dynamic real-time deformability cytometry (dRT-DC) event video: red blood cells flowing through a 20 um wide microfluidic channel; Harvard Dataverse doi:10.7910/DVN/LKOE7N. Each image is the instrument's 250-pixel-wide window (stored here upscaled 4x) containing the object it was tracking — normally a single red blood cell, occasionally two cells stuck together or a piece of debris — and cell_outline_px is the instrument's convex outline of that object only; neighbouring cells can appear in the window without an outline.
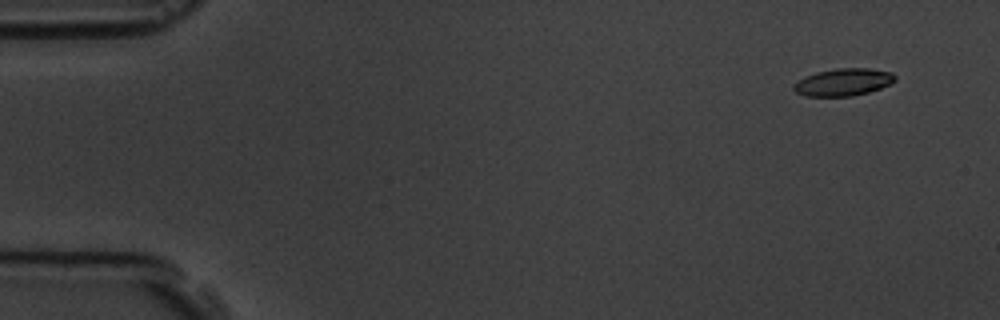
{"species": "common noctule bat (a hibernating species)", "species_latin": "Nyctalus noctula", "temperature_condition": "room temperature", "stored_images_in_passage": 5, "segment_of_instrument_passage": [1, 2], "camera_frame_rate_fps": 3000, "um_per_image_px": 0.085, "animal": {"sex": "male", "body_mass_g": 19.5, "forearm_length_mm": 54.6}, "frame": {"image": 1, "passage_image": 1, "time_ms": 0.0, "image_size_px": [1000, 320], "cell_outline_px": [[896, 80], [880, 88], [868, 92], [852, 96], [808, 96], [796, 92], [792, 88], [792, 84], [804, 76], [816, 72], [836, 68], [868, 68], [892, 72], [896, 76]], "centroid_in_image_um": [71.66, 6.97], "position_along_channel_um": 13.3, "area_um2": 16.18}}
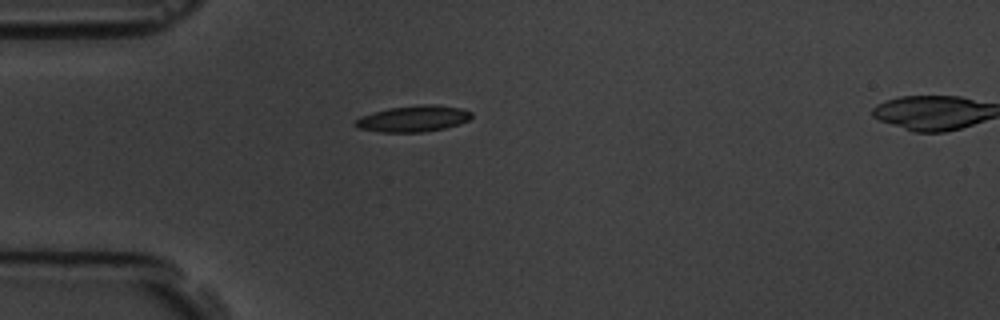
{"frame": {"image": 2, "passage_image": 4, "time_ms": 4.0, "image_size_px": [1000, 320], "cell_outline_px": [[472, 116], [468, 120], [460, 124], [444, 128], [424, 132], [380, 132], [356, 128], [352, 124], [360, 116], [372, 112], [388, 108], [424, 104], [432, 104], [464, 108], [472, 112]], "centroid_in_image_um": [35.11, 10.08], "position_along_channel_um": 49.9, "area_um2": 17.98}}